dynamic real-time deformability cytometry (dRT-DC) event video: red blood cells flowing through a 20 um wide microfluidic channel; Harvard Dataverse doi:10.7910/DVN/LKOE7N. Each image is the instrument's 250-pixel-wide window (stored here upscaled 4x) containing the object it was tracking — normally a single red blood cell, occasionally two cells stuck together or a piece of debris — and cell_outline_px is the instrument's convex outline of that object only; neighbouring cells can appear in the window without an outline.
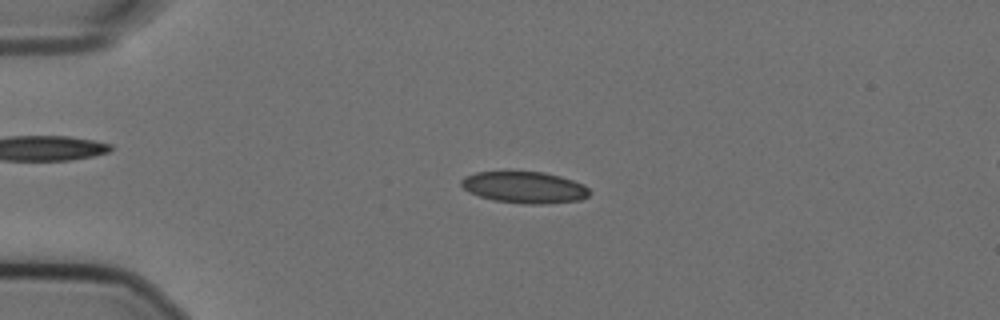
{"species": "Egyptian fruit bat (a non-hibernating species)", "species_latin": "Rousettus aegyptiacus", "temperature_condition": "cold", "stored_images_in_passage": 56, "camera_frame_rate_fps": 3000, "um_per_image_px": 0.085, "animal": {"sex": "female"}, "frame": {"image": 1, "passage_image": 13, "time_ms": 4.0, "image_size_px": [1000, 320], "cell_outline_px": [[592, 192], [588, 196], [580, 200], [544, 204], [524, 204], [492, 200], [468, 192], [460, 184], [460, 180], [464, 176], [476, 172], [544, 172], [560, 176], [584, 184]], "centroid_in_image_um": [44.58, 15.93], "position_along_channel_um": 40.4, "area_um2": 23.7}}
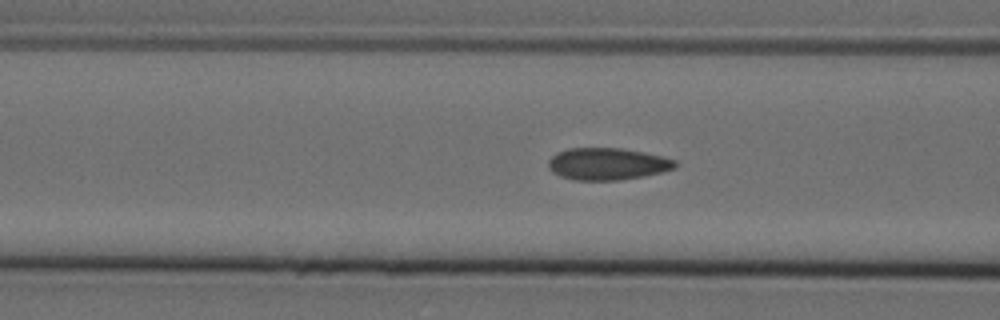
{"frame": {"image": 2, "passage_image": 22, "time_ms": 7.0, "image_size_px": [1000, 320], "cell_outline_px": [[680, 164], [676, 168], [644, 176], [616, 180], [572, 180], [560, 176], [552, 172], [548, 168], [548, 160], [556, 152], [568, 148], [620, 148], [644, 152], [676, 160]], "centroid_in_image_um": [51.61, 13.93], "position_along_channel_um": 115.0, "area_um2": 23.81}}
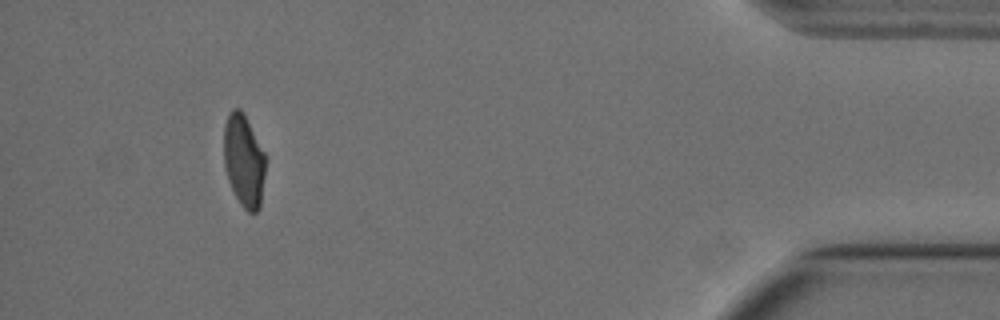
{"frame": {"image": 3, "passage_image": 52, "time_ms": 17.0, "image_size_px": [1000, 320], "cell_outline_px": [[264, 176], [260, 208], [256, 212], [248, 212], [240, 204], [228, 180], [224, 164], [224, 124], [232, 108], [240, 108], [264, 152]], "centroid_in_image_um": [20.71, 13.67], "position_along_channel_um": 414.5, "area_um2": 22.02}, "authors_computed_cell_mechanics": {"area_um2": 23.3512, "velocity_mm_per_s": 3.5823, "shape_relaxation_time_tau1_ms": 6.8117, "shape_relaxation_time_tau2_ms": 0.778, "deformation_change_tau1": 0.1701, "deformation_change_tau2": 0.0556}}